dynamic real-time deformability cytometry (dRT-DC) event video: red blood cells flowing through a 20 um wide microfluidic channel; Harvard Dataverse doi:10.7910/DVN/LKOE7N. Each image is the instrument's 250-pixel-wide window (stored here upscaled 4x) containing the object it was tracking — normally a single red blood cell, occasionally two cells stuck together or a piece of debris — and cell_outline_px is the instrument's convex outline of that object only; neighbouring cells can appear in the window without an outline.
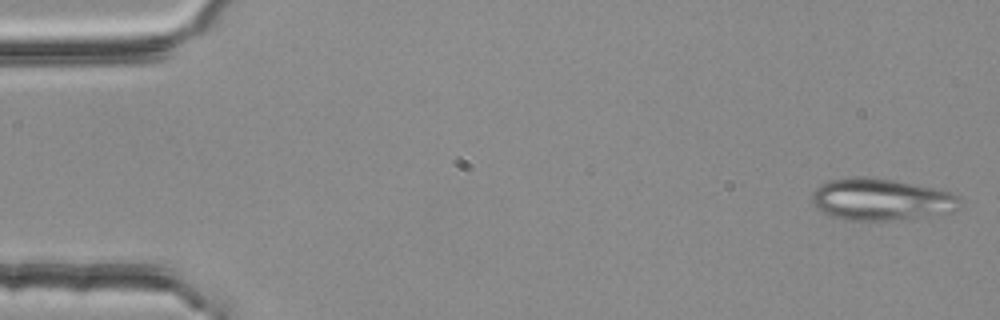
{"species": "common noctule bat (a hibernating species)", "species_latin": "Nyctalus noctula", "temperature_condition": "room temperature", "stored_images_in_passage": 53, "segment_of_instrument_passage": [1, 2], "camera_frame_rate_fps": 3000, "um_per_image_px": 0.085, "animal": {"sex": "female", "body_mass_g": 25.1}, "frame": {"image": 1, "passage_image": 1, "time_ms": 0.0, "image_size_px": [1000, 320], "cell_outline_px": [[964, 204], [956, 212], [904, 220], [844, 220], [832, 216], [816, 208], [812, 204], [812, 192], [816, 188], [828, 180], [860, 176], [868, 176], [892, 180], [952, 192]], "centroid_in_image_um": [74.93, 16.97], "position_along_channel_um": 10.1, "area_um2": 36.47}}